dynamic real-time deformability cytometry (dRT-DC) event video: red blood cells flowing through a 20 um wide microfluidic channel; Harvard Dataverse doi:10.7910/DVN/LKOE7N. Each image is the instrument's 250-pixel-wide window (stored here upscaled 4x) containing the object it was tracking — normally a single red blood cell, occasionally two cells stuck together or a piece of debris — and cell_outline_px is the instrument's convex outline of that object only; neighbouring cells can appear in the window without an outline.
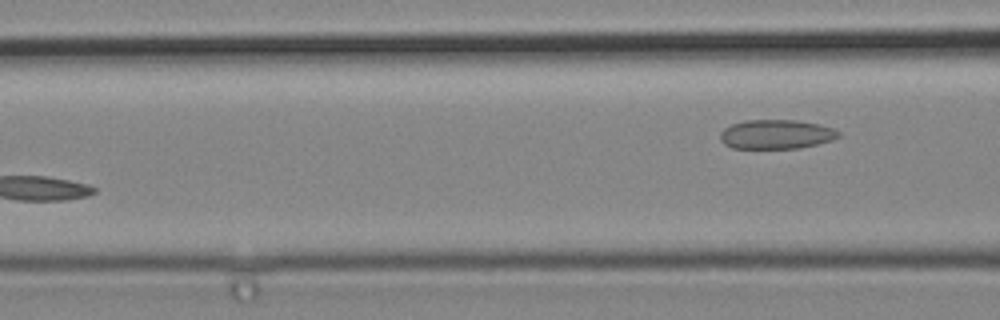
{"species": "common noctule bat (a hibernating species)", "species_latin": "Nyctalus noctula", "temperature_condition": "cold", "stored_images_in_passage": 4, "camera_frame_rate_fps": 3000, "um_per_image_px": 0.085, "animal": {"sex": "male", "body_mass_g": 19.2, "forearm_length_mm": 51.8}, "frame": {"image": 1, "passage_image": 4, "time_ms": 1.0, "image_size_px": [1000, 320], "cell_outline_px": [[840, 136], [832, 140], [800, 148], [732, 148], [724, 144], [720, 140], [720, 132], [724, 128], [732, 124], [744, 120], [796, 120], [820, 124], [832, 128], [840, 132]], "centroid_in_image_um": [65.96, 11.41], "position_along_channel_um": 100.6, "area_um2": 20.23}}